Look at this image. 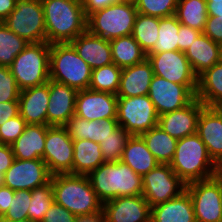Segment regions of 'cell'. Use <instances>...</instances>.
I'll return each instance as SVG.
<instances>
[{
	"instance_id": "cell-1",
	"label": "cell",
	"mask_w": 222,
	"mask_h": 222,
	"mask_svg": "<svg viewBox=\"0 0 222 222\" xmlns=\"http://www.w3.org/2000/svg\"><path fill=\"white\" fill-rule=\"evenodd\" d=\"M46 42L70 43L87 30V17L79 0H41Z\"/></svg>"
},
{
	"instance_id": "cell-2",
	"label": "cell",
	"mask_w": 222,
	"mask_h": 222,
	"mask_svg": "<svg viewBox=\"0 0 222 222\" xmlns=\"http://www.w3.org/2000/svg\"><path fill=\"white\" fill-rule=\"evenodd\" d=\"M54 201L77 217L101 214L103 203L92 188L88 176L52 175Z\"/></svg>"
},
{
	"instance_id": "cell-3",
	"label": "cell",
	"mask_w": 222,
	"mask_h": 222,
	"mask_svg": "<svg viewBox=\"0 0 222 222\" xmlns=\"http://www.w3.org/2000/svg\"><path fill=\"white\" fill-rule=\"evenodd\" d=\"M88 178L102 203L122 196H140L142 176L121 161L104 162Z\"/></svg>"
},
{
	"instance_id": "cell-4",
	"label": "cell",
	"mask_w": 222,
	"mask_h": 222,
	"mask_svg": "<svg viewBox=\"0 0 222 222\" xmlns=\"http://www.w3.org/2000/svg\"><path fill=\"white\" fill-rule=\"evenodd\" d=\"M170 167L187 185L215 176L216 163L197 133L177 141Z\"/></svg>"
},
{
	"instance_id": "cell-5",
	"label": "cell",
	"mask_w": 222,
	"mask_h": 222,
	"mask_svg": "<svg viewBox=\"0 0 222 222\" xmlns=\"http://www.w3.org/2000/svg\"><path fill=\"white\" fill-rule=\"evenodd\" d=\"M50 80L77 91L88 89L92 68L78 55L70 43H53L50 48Z\"/></svg>"
},
{
	"instance_id": "cell-6",
	"label": "cell",
	"mask_w": 222,
	"mask_h": 222,
	"mask_svg": "<svg viewBox=\"0 0 222 222\" xmlns=\"http://www.w3.org/2000/svg\"><path fill=\"white\" fill-rule=\"evenodd\" d=\"M138 11L133 0H125L97 10L87 17V30L111 41L132 35Z\"/></svg>"
},
{
	"instance_id": "cell-7",
	"label": "cell",
	"mask_w": 222,
	"mask_h": 222,
	"mask_svg": "<svg viewBox=\"0 0 222 222\" xmlns=\"http://www.w3.org/2000/svg\"><path fill=\"white\" fill-rule=\"evenodd\" d=\"M50 48L47 42L30 43L9 66L20 90L50 80Z\"/></svg>"
},
{
	"instance_id": "cell-8",
	"label": "cell",
	"mask_w": 222,
	"mask_h": 222,
	"mask_svg": "<svg viewBox=\"0 0 222 222\" xmlns=\"http://www.w3.org/2000/svg\"><path fill=\"white\" fill-rule=\"evenodd\" d=\"M1 23L28 43L46 42L41 0H16V7Z\"/></svg>"
},
{
	"instance_id": "cell-9",
	"label": "cell",
	"mask_w": 222,
	"mask_h": 222,
	"mask_svg": "<svg viewBox=\"0 0 222 222\" xmlns=\"http://www.w3.org/2000/svg\"><path fill=\"white\" fill-rule=\"evenodd\" d=\"M159 116L148 94L118 97L117 122L130 135H141L158 125Z\"/></svg>"
},
{
	"instance_id": "cell-10",
	"label": "cell",
	"mask_w": 222,
	"mask_h": 222,
	"mask_svg": "<svg viewBox=\"0 0 222 222\" xmlns=\"http://www.w3.org/2000/svg\"><path fill=\"white\" fill-rule=\"evenodd\" d=\"M185 190L192 199L196 222H222L221 180L216 175L189 183Z\"/></svg>"
},
{
	"instance_id": "cell-11",
	"label": "cell",
	"mask_w": 222,
	"mask_h": 222,
	"mask_svg": "<svg viewBox=\"0 0 222 222\" xmlns=\"http://www.w3.org/2000/svg\"><path fill=\"white\" fill-rule=\"evenodd\" d=\"M142 186V195L150 207L176 198L186 189V184L170 165L161 163L142 176Z\"/></svg>"
},
{
	"instance_id": "cell-12",
	"label": "cell",
	"mask_w": 222,
	"mask_h": 222,
	"mask_svg": "<svg viewBox=\"0 0 222 222\" xmlns=\"http://www.w3.org/2000/svg\"><path fill=\"white\" fill-rule=\"evenodd\" d=\"M198 85H182L162 77L153 76L148 96L154 104L158 116L179 110L196 98Z\"/></svg>"
},
{
	"instance_id": "cell-13",
	"label": "cell",
	"mask_w": 222,
	"mask_h": 222,
	"mask_svg": "<svg viewBox=\"0 0 222 222\" xmlns=\"http://www.w3.org/2000/svg\"><path fill=\"white\" fill-rule=\"evenodd\" d=\"M43 161L52 175L72 174L73 139L65 126H49Z\"/></svg>"
},
{
	"instance_id": "cell-14",
	"label": "cell",
	"mask_w": 222,
	"mask_h": 222,
	"mask_svg": "<svg viewBox=\"0 0 222 222\" xmlns=\"http://www.w3.org/2000/svg\"><path fill=\"white\" fill-rule=\"evenodd\" d=\"M52 174L43 159H14L11 167L2 175V185L14 191L30 190L51 181Z\"/></svg>"
},
{
	"instance_id": "cell-15",
	"label": "cell",
	"mask_w": 222,
	"mask_h": 222,
	"mask_svg": "<svg viewBox=\"0 0 222 222\" xmlns=\"http://www.w3.org/2000/svg\"><path fill=\"white\" fill-rule=\"evenodd\" d=\"M147 59L152 64L154 75L177 84L198 85V77L184 52L147 53Z\"/></svg>"
},
{
	"instance_id": "cell-16",
	"label": "cell",
	"mask_w": 222,
	"mask_h": 222,
	"mask_svg": "<svg viewBox=\"0 0 222 222\" xmlns=\"http://www.w3.org/2000/svg\"><path fill=\"white\" fill-rule=\"evenodd\" d=\"M117 102L113 93L80 90L76 95L75 116L88 121L117 118Z\"/></svg>"
},
{
	"instance_id": "cell-17",
	"label": "cell",
	"mask_w": 222,
	"mask_h": 222,
	"mask_svg": "<svg viewBox=\"0 0 222 222\" xmlns=\"http://www.w3.org/2000/svg\"><path fill=\"white\" fill-rule=\"evenodd\" d=\"M106 222H150L151 207L140 196H122L103 203Z\"/></svg>"
},
{
	"instance_id": "cell-18",
	"label": "cell",
	"mask_w": 222,
	"mask_h": 222,
	"mask_svg": "<svg viewBox=\"0 0 222 222\" xmlns=\"http://www.w3.org/2000/svg\"><path fill=\"white\" fill-rule=\"evenodd\" d=\"M77 92L68 85L49 80L48 126H65L75 115Z\"/></svg>"
},
{
	"instance_id": "cell-19",
	"label": "cell",
	"mask_w": 222,
	"mask_h": 222,
	"mask_svg": "<svg viewBox=\"0 0 222 222\" xmlns=\"http://www.w3.org/2000/svg\"><path fill=\"white\" fill-rule=\"evenodd\" d=\"M205 106L195 98L184 108L159 116L158 125L170 136L180 140L197 133V122L201 110Z\"/></svg>"
},
{
	"instance_id": "cell-20",
	"label": "cell",
	"mask_w": 222,
	"mask_h": 222,
	"mask_svg": "<svg viewBox=\"0 0 222 222\" xmlns=\"http://www.w3.org/2000/svg\"><path fill=\"white\" fill-rule=\"evenodd\" d=\"M197 134L206 145L215 163L222 159V111L218 107H204L198 117Z\"/></svg>"
},
{
	"instance_id": "cell-21",
	"label": "cell",
	"mask_w": 222,
	"mask_h": 222,
	"mask_svg": "<svg viewBox=\"0 0 222 222\" xmlns=\"http://www.w3.org/2000/svg\"><path fill=\"white\" fill-rule=\"evenodd\" d=\"M49 81L46 84L20 90L19 114L26 124L47 125Z\"/></svg>"
},
{
	"instance_id": "cell-22",
	"label": "cell",
	"mask_w": 222,
	"mask_h": 222,
	"mask_svg": "<svg viewBox=\"0 0 222 222\" xmlns=\"http://www.w3.org/2000/svg\"><path fill=\"white\" fill-rule=\"evenodd\" d=\"M70 44L92 69L113 63L110 42L88 30L78 35Z\"/></svg>"
},
{
	"instance_id": "cell-23",
	"label": "cell",
	"mask_w": 222,
	"mask_h": 222,
	"mask_svg": "<svg viewBox=\"0 0 222 222\" xmlns=\"http://www.w3.org/2000/svg\"><path fill=\"white\" fill-rule=\"evenodd\" d=\"M154 72L146 58L141 63L122 68L117 97H137L147 95Z\"/></svg>"
},
{
	"instance_id": "cell-24",
	"label": "cell",
	"mask_w": 222,
	"mask_h": 222,
	"mask_svg": "<svg viewBox=\"0 0 222 222\" xmlns=\"http://www.w3.org/2000/svg\"><path fill=\"white\" fill-rule=\"evenodd\" d=\"M184 53L197 77L222 60V46L203 32Z\"/></svg>"
},
{
	"instance_id": "cell-25",
	"label": "cell",
	"mask_w": 222,
	"mask_h": 222,
	"mask_svg": "<svg viewBox=\"0 0 222 222\" xmlns=\"http://www.w3.org/2000/svg\"><path fill=\"white\" fill-rule=\"evenodd\" d=\"M48 125L27 124L24 132L10 145L15 159H42Z\"/></svg>"
},
{
	"instance_id": "cell-26",
	"label": "cell",
	"mask_w": 222,
	"mask_h": 222,
	"mask_svg": "<svg viewBox=\"0 0 222 222\" xmlns=\"http://www.w3.org/2000/svg\"><path fill=\"white\" fill-rule=\"evenodd\" d=\"M150 222H196L189 193L185 190L176 198L151 207Z\"/></svg>"
},
{
	"instance_id": "cell-27",
	"label": "cell",
	"mask_w": 222,
	"mask_h": 222,
	"mask_svg": "<svg viewBox=\"0 0 222 222\" xmlns=\"http://www.w3.org/2000/svg\"><path fill=\"white\" fill-rule=\"evenodd\" d=\"M65 127L72 139H88L100 143L110 136L119 124L117 118L88 121L74 115Z\"/></svg>"
},
{
	"instance_id": "cell-28",
	"label": "cell",
	"mask_w": 222,
	"mask_h": 222,
	"mask_svg": "<svg viewBox=\"0 0 222 222\" xmlns=\"http://www.w3.org/2000/svg\"><path fill=\"white\" fill-rule=\"evenodd\" d=\"M120 161L141 176L149 173L159 164L140 135L130 136Z\"/></svg>"
},
{
	"instance_id": "cell-29",
	"label": "cell",
	"mask_w": 222,
	"mask_h": 222,
	"mask_svg": "<svg viewBox=\"0 0 222 222\" xmlns=\"http://www.w3.org/2000/svg\"><path fill=\"white\" fill-rule=\"evenodd\" d=\"M104 162L99 143L73 139L72 174L88 176Z\"/></svg>"
},
{
	"instance_id": "cell-30",
	"label": "cell",
	"mask_w": 222,
	"mask_h": 222,
	"mask_svg": "<svg viewBox=\"0 0 222 222\" xmlns=\"http://www.w3.org/2000/svg\"><path fill=\"white\" fill-rule=\"evenodd\" d=\"M196 98L205 107L222 106V60L198 77Z\"/></svg>"
},
{
	"instance_id": "cell-31",
	"label": "cell",
	"mask_w": 222,
	"mask_h": 222,
	"mask_svg": "<svg viewBox=\"0 0 222 222\" xmlns=\"http://www.w3.org/2000/svg\"><path fill=\"white\" fill-rule=\"evenodd\" d=\"M140 136L159 163L170 164L176 150L177 139L166 133L159 125L142 133Z\"/></svg>"
},
{
	"instance_id": "cell-32",
	"label": "cell",
	"mask_w": 222,
	"mask_h": 222,
	"mask_svg": "<svg viewBox=\"0 0 222 222\" xmlns=\"http://www.w3.org/2000/svg\"><path fill=\"white\" fill-rule=\"evenodd\" d=\"M109 42L111 45L112 61L120 68L133 66L147 58L146 52L135 41L132 35L119 37Z\"/></svg>"
},
{
	"instance_id": "cell-33",
	"label": "cell",
	"mask_w": 222,
	"mask_h": 222,
	"mask_svg": "<svg viewBox=\"0 0 222 222\" xmlns=\"http://www.w3.org/2000/svg\"><path fill=\"white\" fill-rule=\"evenodd\" d=\"M175 16L182 25L203 32L208 17L206 0H178Z\"/></svg>"
},
{
	"instance_id": "cell-34",
	"label": "cell",
	"mask_w": 222,
	"mask_h": 222,
	"mask_svg": "<svg viewBox=\"0 0 222 222\" xmlns=\"http://www.w3.org/2000/svg\"><path fill=\"white\" fill-rule=\"evenodd\" d=\"M132 36L147 54L158 41L159 18L138 13Z\"/></svg>"
},
{
	"instance_id": "cell-35",
	"label": "cell",
	"mask_w": 222,
	"mask_h": 222,
	"mask_svg": "<svg viewBox=\"0 0 222 222\" xmlns=\"http://www.w3.org/2000/svg\"><path fill=\"white\" fill-rule=\"evenodd\" d=\"M180 22L175 15L159 18V36L148 53L179 51Z\"/></svg>"
},
{
	"instance_id": "cell-36",
	"label": "cell",
	"mask_w": 222,
	"mask_h": 222,
	"mask_svg": "<svg viewBox=\"0 0 222 222\" xmlns=\"http://www.w3.org/2000/svg\"><path fill=\"white\" fill-rule=\"evenodd\" d=\"M30 43L0 23V66L9 67Z\"/></svg>"
},
{
	"instance_id": "cell-37",
	"label": "cell",
	"mask_w": 222,
	"mask_h": 222,
	"mask_svg": "<svg viewBox=\"0 0 222 222\" xmlns=\"http://www.w3.org/2000/svg\"><path fill=\"white\" fill-rule=\"evenodd\" d=\"M122 68L114 63L92 70L89 89L117 94Z\"/></svg>"
},
{
	"instance_id": "cell-38",
	"label": "cell",
	"mask_w": 222,
	"mask_h": 222,
	"mask_svg": "<svg viewBox=\"0 0 222 222\" xmlns=\"http://www.w3.org/2000/svg\"><path fill=\"white\" fill-rule=\"evenodd\" d=\"M53 201L54 196L51 181L33 189L31 191V202L28 208V218L41 222Z\"/></svg>"
},
{
	"instance_id": "cell-39",
	"label": "cell",
	"mask_w": 222,
	"mask_h": 222,
	"mask_svg": "<svg viewBox=\"0 0 222 222\" xmlns=\"http://www.w3.org/2000/svg\"><path fill=\"white\" fill-rule=\"evenodd\" d=\"M130 134L119 126L110 136L99 143L105 162L120 161Z\"/></svg>"
},
{
	"instance_id": "cell-40",
	"label": "cell",
	"mask_w": 222,
	"mask_h": 222,
	"mask_svg": "<svg viewBox=\"0 0 222 222\" xmlns=\"http://www.w3.org/2000/svg\"><path fill=\"white\" fill-rule=\"evenodd\" d=\"M138 13L158 18L175 15L178 0H133Z\"/></svg>"
},
{
	"instance_id": "cell-41",
	"label": "cell",
	"mask_w": 222,
	"mask_h": 222,
	"mask_svg": "<svg viewBox=\"0 0 222 222\" xmlns=\"http://www.w3.org/2000/svg\"><path fill=\"white\" fill-rule=\"evenodd\" d=\"M30 202V190L14 191V196L11 199L9 209L3 218L9 221H20L28 219V208Z\"/></svg>"
},
{
	"instance_id": "cell-42",
	"label": "cell",
	"mask_w": 222,
	"mask_h": 222,
	"mask_svg": "<svg viewBox=\"0 0 222 222\" xmlns=\"http://www.w3.org/2000/svg\"><path fill=\"white\" fill-rule=\"evenodd\" d=\"M20 89L7 66H0V102H19Z\"/></svg>"
},
{
	"instance_id": "cell-43",
	"label": "cell",
	"mask_w": 222,
	"mask_h": 222,
	"mask_svg": "<svg viewBox=\"0 0 222 222\" xmlns=\"http://www.w3.org/2000/svg\"><path fill=\"white\" fill-rule=\"evenodd\" d=\"M26 125L20 114L7 120L0 126V144L11 145L24 132Z\"/></svg>"
},
{
	"instance_id": "cell-44",
	"label": "cell",
	"mask_w": 222,
	"mask_h": 222,
	"mask_svg": "<svg viewBox=\"0 0 222 222\" xmlns=\"http://www.w3.org/2000/svg\"><path fill=\"white\" fill-rule=\"evenodd\" d=\"M76 219L77 216L53 201L41 222H76Z\"/></svg>"
},
{
	"instance_id": "cell-45",
	"label": "cell",
	"mask_w": 222,
	"mask_h": 222,
	"mask_svg": "<svg viewBox=\"0 0 222 222\" xmlns=\"http://www.w3.org/2000/svg\"><path fill=\"white\" fill-rule=\"evenodd\" d=\"M203 33L222 46V17L208 16Z\"/></svg>"
},
{
	"instance_id": "cell-46",
	"label": "cell",
	"mask_w": 222,
	"mask_h": 222,
	"mask_svg": "<svg viewBox=\"0 0 222 222\" xmlns=\"http://www.w3.org/2000/svg\"><path fill=\"white\" fill-rule=\"evenodd\" d=\"M202 32L180 23L179 51L185 52Z\"/></svg>"
},
{
	"instance_id": "cell-47",
	"label": "cell",
	"mask_w": 222,
	"mask_h": 222,
	"mask_svg": "<svg viewBox=\"0 0 222 222\" xmlns=\"http://www.w3.org/2000/svg\"><path fill=\"white\" fill-rule=\"evenodd\" d=\"M125 0H83V8L85 16L88 17L93 12L103 9L112 4H116Z\"/></svg>"
},
{
	"instance_id": "cell-48",
	"label": "cell",
	"mask_w": 222,
	"mask_h": 222,
	"mask_svg": "<svg viewBox=\"0 0 222 222\" xmlns=\"http://www.w3.org/2000/svg\"><path fill=\"white\" fill-rule=\"evenodd\" d=\"M19 115V102H0V126Z\"/></svg>"
},
{
	"instance_id": "cell-49",
	"label": "cell",
	"mask_w": 222,
	"mask_h": 222,
	"mask_svg": "<svg viewBox=\"0 0 222 222\" xmlns=\"http://www.w3.org/2000/svg\"><path fill=\"white\" fill-rule=\"evenodd\" d=\"M14 154L11 146L0 144V173L3 175L10 167L14 160Z\"/></svg>"
},
{
	"instance_id": "cell-50",
	"label": "cell",
	"mask_w": 222,
	"mask_h": 222,
	"mask_svg": "<svg viewBox=\"0 0 222 222\" xmlns=\"http://www.w3.org/2000/svg\"><path fill=\"white\" fill-rule=\"evenodd\" d=\"M14 190L4 185L0 186V217H3L9 209Z\"/></svg>"
},
{
	"instance_id": "cell-51",
	"label": "cell",
	"mask_w": 222,
	"mask_h": 222,
	"mask_svg": "<svg viewBox=\"0 0 222 222\" xmlns=\"http://www.w3.org/2000/svg\"><path fill=\"white\" fill-rule=\"evenodd\" d=\"M16 7V0H0V22L5 20Z\"/></svg>"
},
{
	"instance_id": "cell-52",
	"label": "cell",
	"mask_w": 222,
	"mask_h": 222,
	"mask_svg": "<svg viewBox=\"0 0 222 222\" xmlns=\"http://www.w3.org/2000/svg\"><path fill=\"white\" fill-rule=\"evenodd\" d=\"M208 16L222 17V0H206Z\"/></svg>"
},
{
	"instance_id": "cell-53",
	"label": "cell",
	"mask_w": 222,
	"mask_h": 222,
	"mask_svg": "<svg viewBox=\"0 0 222 222\" xmlns=\"http://www.w3.org/2000/svg\"><path fill=\"white\" fill-rule=\"evenodd\" d=\"M76 222H106V220L104 215L101 213V214L77 217Z\"/></svg>"
},
{
	"instance_id": "cell-54",
	"label": "cell",
	"mask_w": 222,
	"mask_h": 222,
	"mask_svg": "<svg viewBox=\"0 0 222 222\" xmlns=\"http://www.w3.org/2000/svg\"><path fill=\"white\" fill-rule=\"evenodd\" d=\"M220 180H222V159L216 163V174Z\"/></svg>"
},
{
	"instance_id": "cell-55",
	"label": "cell",
	"mask_w": 222,
	"mask_h": 222,
	"mask_svg": "<svg viewBox=\"0 0 222 222\" xmlns=\"http://www.w3.org/2000/svg\"><path fill=\"white\" fill-rule=\"evenodd\" d=\"M0 222H37V221H33L29 218L25 220H20V221H9V220L4 219L3 217H0Z\"/></svg>"
},
{
	"instance_id": "cell-56",
	"label": "cell",
	"mask_w": 222,
	"mask_h": 222,
	"mask_svg": "<svg viewBox=\"0 0 222 222\" xmlns=\"http://www.w3.org/2000/svg\"><path fill=\"white\" fill-rule=\"evenodd\" d=\"M221 208H222V180H221Z\"/></svg>"
},
{
	"instance_id": "cell-57",
	"label": "cell",
	"mask_w": 222,
	"mask_h": 222,
	"mask_svg": "<svg viewBox=\"0 0 222 222\" xmlns=\"http://www.w3.org/2000/svg\"><path fill=\"white\" fill-rule=\"evenodd\" d=\"M2 185V175L0 173V186Z\"/></svg>"
}]
</instances>
